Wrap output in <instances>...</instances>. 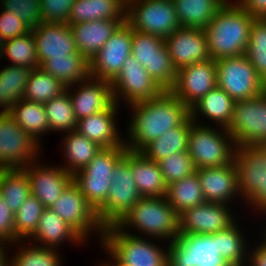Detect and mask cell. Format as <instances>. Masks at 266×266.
<instances>
[{
  "mask_svg": "<svg viewBox=\"0 0 266 266\" xmlns=\"http://www.w3.org/2000/svg\"><path fill=\"white\" fill-rule=\"evenodd\" d=\"M127 148H103L85 168L73 175V182L95 211L105 202L116 162Z\"/></svg>",
  "mask_w": 266,
  "mask_h": 266,
  "instance_id": "cell-7",
  "label": "cell"
},
{
  "mask_svg": "<svg viewBox=\"0 0 266 266\" xmlns=\"http://www.w3.org/2000/svg\"><path fill=\"white\" fill-rule=\"evenodd\" d=\"M30 31L29 26L17 15H12L11 12L0 9V34L4 40L28 34Z\"/></svg>",
  "mask_w": 266,
  "mask_h": 266,
  "instance_id": "cell-49",
  "label": "cell"
},
{
  "mask_svg": "<svg viewBox=\"0 0 266 266\" xmlns=\"http://www.w3.org/2000/svg\"><path fill=\"white\" fill-rule=\"evenodd\" d=\"M51 209L58 214L87 244L93 236L99 243L103 239L104 226L99 222L95 209L72 181ZM93 234V235H92ZM91 235V236H90ZM89 237V238H88Z\"/></svg>",
  "mask_w": 266,
  "mask_h": 266,
  "instance_id": "cell-12",
  "label": "cell"
},
{
  "mask_svg": "<svg viewBox=\"0 0 266 266\" xmlns=\"http://www.w3.org/2000/svg\"><path fill=\"white\" fill-rule=\"evenodd\" d=\"M31 194L27 173L23 169H7L0 181V196L14 214Z\"/></svg>",
  "mask_w": 266,
  "mask_h": 266,
  "instance_id": "cell-42",
  "label": "cell"
},
{
  "mask_svg": "<svg viewBox=\"0 0 266 266\" xmlns=\"http://www.w3.org/2000/svg\"><path fill=\"white\" fill-rule=\"evenodd\" d=\"M158 164L167 186L196 172V167L187 151L173 153L161 159Z\"/></svg>",
  "mask_w": 266,
  "mask_h": 266,
  "instance_id": "cell-46",
  "label": "cell"
},
{
  "mask_svg": "<svg viewBox=\"0 0 266 266\" xmlns=\"http://www.w3.org/2000/svg\"><path fill=\"white\" fill-rule=\"evenodd\" d=\"M77 120L107 110L114 98L110 81L89 76L84 81L67 87Z\"/></svg>",
  "mask_w": 266,
  "mask_h": 266,
  "instance_id": "cell-21",
  "label": "cell"
},
{
  "mask_svg": "<svg viewBox=\"0 0 266 266\" xmlns=\"http://www.w3.org/2000/svg\"><path fill=\"white\" fill-rule=\"evenodd\" d=\"M8 115L29 134L39 146L43 147L41 145L42 137L46 134H50V132L46 111L42 103L31 102L22 98L10 108Z\"/></svg>",
  "mask_w": 266,
  "mask_h": 266,
  "instance_id": "cell-32",
  "label": "cell"
},
{
  "mask_svg": "<svg viewBox=\"0 0 266 266\" xmlns=\"http://www.w3.org/2000/svg\"><path fill=\"white\" fill-rule=\"evenodd\" d=\"M142 198L130 169V151L116 162L105 202L96 210L105 227L116 224Z\"/></svg>",
  "mask_w": 266,
  "mask_h": 266,
  "instance_id": "cell-6",
  "label": "cell"
},
{
  "mask_svg": "<svg viewBox=\"0 0 266 266\" xmlns=\"http://www.w3.org/2000/svg\"><path fill=\"white\" fill-rule=\"evenodd\" d=\"M66 90L55 77L40 67L32 69L25 86L23 99L36 103H46Z\"/></svg>",
  "mask_w": 266,
  "mask_h": 266,
  "instance_id": "cell-43",
  "label": "cell"
},
{
  "mask_svg": "<svg viewBox=\"0 0 266 266\" xmlns=\"http://www.w3.org/2000/svg\"><path fill=\"white\" fill-rule=\"evenodd\" d=\"M31 32L36 41L39 66L47 59L78 52L68 23L42 22Z\"/></svg>",
  "mask_w": 266,
  "mask_h": 266,
  "instance_id": "cell-24",
  "label": "cell"
},
{
  "mask_svg": "<svg viewBox=\"0 0 266 266\" xmlns=\"http://www.w3.org/2000/svg\"><path fill=\"white\" fill-rule=\"evenodd\" d=\"M217 87L234 101L248 100L266 91V84L245 54L215 60Z\"/></svg>",
  "mask_w": 266,
  "mask_h": 266,
  "instance_id": "cell-8",
  "label": "cell"
},
{
  "mask_svg": "<svg viewBox=\"0 0 266 266\" xmlns=\"http://www.w3.org/2000/svg\"><path fill=\"white\" fill-rule=\"evenodd\" d=\"M127 107L132 111L131 118H127L124 146L134 152H140L152 140L170 128L181 126L190 117V109L170 90Z\"/></svg>",
  "mask_w": 266,
  "mask_h": 266,
  "instance_id": "cell-1",
  "label": "cell"
},
{
  "mask_svg": "<svg viewBox=\"0 0 266 266\" xmlns=\"http://www.w3.org/2000/svg\"><path fill=\"white\" fill-rule=\"evenodd\" d=\"M34 245L59 249L63 244L84 245L86 242L51 208H45L33 236ZM67 241V242H66Z\"/></svg>",
  "mask_w": 266,
  "mask_h": 266,
  "instance_id": "cell-27",
  "label": "cell"
},
{
  "mask_svg": "<svg viewBox=\"0 0 266 266\" xmlns=\"http://www.w3.org/2000/svg\"><path fill=\"white\" fill-rule=\"evenodd\" d=\"M240 8L255 19H266V0H234Z\"/></svg>",
  "mask_w": 266,
  "mask_h": 266,
  "instance_id": "cell-52",
  "label": "cell"
},
{
  "mask_svg": "<svg viewBox=\"0 0 266 266\" xmlns=\"http://www.w3.org/2000/svg\"><path fill=\"white\" fill-rule=\"evenodd\" d=\"M157 241L158 243H156ZM120 231L115 225L104 227L102 243L123 263L130 266H168V245Z\"/></svg>",
  "mask_w": 266,
  "mask_h": 266,
  "instance_id": "cell-4",
  "label": "cell"
},
{
  "mask_svg": "<svg viewBox=\"0 0 266 266\" xmlns=\"http://www.w3.org/2000/svg\"><path fill=\"white\" fill-rule=\"evenodd\" d=\"M31 71L32 69L10 64L0 68V113H8L24 97Z\"/></svg>",
  "mask_w": 266,
  "mask_h": 266,
  "instance_id": "cell-38",
  "label": "cell"
},
{
  "mask_svg": "<svg viewBox=\"0 0 266 266\" xmlns=\"http://www.w3.org/2000/svg\"><path fill=\"white\" fill-rule=\"evenodd\" d=\"M4 42H5V40L1 37V34H0V52H1L2 49H3Z\"/></svg>",
  "mask_w": 266,
  "mask_h": 266,
  "instance_id": "cell-57",
  "label": "cell"
},
{
  "mask_svg": "<svg viewBox=\"0 0 266 266\" xmlns=\"http://www.w3.org/2000/svg\"><path fill=\"white\" fill-rule=\"evenodd\" d=\"M60 155L62 166L69 174L74 175L82 170L103 149L76 130L61 134ZM62 152V153H61Z\"/></svg>",
  "mask_w": 266,
  "mask_h": 266,
  "instance_id": "cell-29",
  "label": "cell"
},
{
  "mask_svg": "<svg viewBox=\"0 0 266 266\" xmlns=\"http://www.w3.org/2000/svg\"><path fill=\"white\" fill-rule=\"evenodd\" d=\"M15 247L17 250L13 249ZM8 249L15 253L9 255L10 266H63L62 253L56 248L37 246L29 241H16L8 245Z\"/></svg>",
  "mask_w": 266,
  "mask_h": 266,
  "instance_id": "cell-37",
  "label": "cell"
},
{
  "mask_svg": "<svg viewBox=\"0 0 266 266\" xmlns=\"http://www.w3.org/2000/svg\"><path fill=\"white\" fill-rule=\"evenodd\" d=\"M114 225L120 231L167 243H171L180 235L179 215L165 196L140 198Z\"/></svg>",
  "mask_w": 266,
  "mask_h": 266,
  "instance_id": "cell-3",
  "label": "cell"
},
{
  "mask_svg": "<svg viewBox=\"0 0 266 266\" xmlns=\"http://www.w3.org/2000/svg\"><path fill=\"white\" fill-rule=\"evenodd\" d=\"M41 158L30 163L23 170L29 177L32 195L45 208H51L67 186L73 181V175L69 174L59 164H45L44 161H41Z\"/></svg>",
  "mask_w": 266,
  "mask_h": 266,
  "instance_id": "cell-20",
  "label": "cell"
},
{
  "mask_svg": "<svg viewBox=\"0 0 266 266\" xmlns=\"http://www.w3.org/2000/svg\"><path fill=\"white\" fill-rule=\"evenodd\" d=\"M40 68L55 77L63 86L70 87L90 76L89 61L79 52L45 60Z\"/></svg>",
  "mask_w": 266,
  "mask_h": 266,
  "instance_id": "cell-33",
  "label": "cell"
},
{
  "mask_svg": "<svg viewBox=\"0 0 266 266\" xmlns=\"http://www.w3.org/2000/svg\"><path fill=\"white\" fill-rule=\"evenodd\" d=\"M192 123L193 120L189 117L181 126L170 128L159 138L152 140L140 152L147 159L159 162L173 153L187 151Z\"/></svg>",
  "mask_w": 266,
  "mask_h": 266,
  "instance_id": "cell-34",
  "label": "cell"
},
{
  "mask_svg": "<svg viewBox=\"0 0 266 266\" xmlns=\"http://www.w3.org/2000/svg\"><path fill=\"white\" fill-rule=\"evenodd\" d=\"M130 169L142 197H162L167 185L158 162L147 159L141 152L130 151Z\"/></svg>",
  "mask_w": 266,
  "mask_h": 266,
  "instance_id": "cell-30",
  "label": "cell"
},
{
  "mask_svg": "<svg viewBox=\"0 0 266 266\" xmlns=\"http://www.w3.org/2000/svg\"><path fill=\"white\" fill-rule=\"evenodd\" d=\"M119 109L120 105L114 102L103 112L77 120L76 131L102 148L122 147L124 135L118 128Z\"/></svg>",
  "mask_w": 266,
  "mask_h": 266,
  "instance_id": "cell-25",
  "label": "cell"
},
{
  "mask_svg": "<svg viewBox=\"0 0 266 266\" xmlns=\"http://www.w3.org/2000/svg\"><path fill=\"white\" fill-rule=\"evenodd\" d=\"M7 59L10 65L22 66L28 69L39 68V59L36 51V41L33 33L5 40L2 51L0 52L1 60Z\"/></svg>",
  "mask_w": 266,
  "mask_h": 266,
  "instance_id": "cell-40",
  "label": "cell"
},
{
  "mask_svg": "<svg viewBox=\"0 0 266 266\" xmlns=\"http://www.w3.org/2000/svg\"><path fill=\"white\" fill-rule=\"evenodd\" d=\"M106 19L126 20V3L123 0H75L69 25Z\"/></svg>",
  "mask_w": 266,
  "mask_h": 266,
  "instance_id": "cell-31",
  "label": "cell"
},
{
  "mask_svg": "<svg viewBox=\"0 0 266 266\" xmlns=\"http://www.w3.org/2000/svg\"><path fill=\"white\" fill-rule=\"evenodd\" d=\"M254 19L234 0H226L204 29L211 59L246 54Z\"/></svg>",
  "mask_w": 266,
  "mask_h": 266,
  "instance_id": "cell-2",
  "label": "cell"
},
{
  "mask_svg": "<svg viewBox=\"0 0 266 266\" xmlns=\"http://www.w3.org/2000/svg\"><path fill=\"white\" fill-rule=\"evenodd\" d=\"M216 86V62L209 59L178 69L176 81L170 91L190 109Z\"/></svg>",
  "mask_w": 266,
  "mask_h": 266,
  "instance_id": "cell-18",
  "label": "cell"
},
{
  "mask_svg": "<svg viewBox=\"0 0 266 266\" xmlns=\"http://www.w3.org/2000/svg\"><path fill=\"white\" fill-rule=\"evenodd\" d=\"M245 205L246 208L250 207L249 210L252 211L251 215H253L254 212L255 215L260 214L266 216V171H265V177H264V187H262ZM253 209V210H252Z\"/></svg>",
  "mask_w": 266,
  "mask_h": 266,
  "instance_id": "cell-53",
  "label": "cell"
},
{
  "mask_svg": "<svg viewBox=\"0 0 266 266\" xmlns=\"http://www.w3.org/2000/svg\"><path fill=\"white\" fill-rule=\"evenodd\" d=\"M245 55L266 84V19H254Z\"/></svg>",
  "mask_w": 266,
  "mask_h": 266,
  "instance_id": "cell-45",
  "label": "cell"
},
{
  "mask_svg": "<svg viewBox=\"0 0 266 266\" xmlns=\"http://www.w3.org/2000/svg\"><path fill=\"white\" fill-rule=\"evenodd\" d=\"M216 250V233L180 234L168 243V266H231Z\"/></svg>",
  "mask_w": 266,
  "mask_h": 266,
  "instance_id": "cell-13",
  "label": "cell"
},
{
  "mask_svg": "<svg viewBox=\"0 0 266 266\" xmlns=\"http://www.w3.org/2000/svg\"><path fill=\"white\" fill-rule=\"evenodd\" d=\"M41 148L8 113H0V164L23 169L43 156Z\"/></svg>",
  "mask_w": 266,
  "mask_h": 266,
  "instance_id": "cell-14",
  "label": "cell"
},
{
  "mask_svg": "<svg viewBox=\"0 0 266 266\" xmlns=\"http://www.w3.org/2000/svg\"><path fill=\"white\" fill-rule=\"evenodd\" d=\"M225 130L233 137L236 147L266 145V91L248 100L235 101Z\"/></svg>",
  "mask_w": 266,
  "mask_h": 266,
  "instance_id": "cell-10",
  "label": "cell"
},
{
  "mask_svg": "<svg viewBox=\"0 0 266 266\" xmlns=\"http://www.w3.org/2000/svg\"><path fill=\"white\" fill-rule=\"evenodd\" d=\"M234 105L235 101L216 86L190 108V117L198 124L208 125L210 121L212 124L209 125L226 128L231 120ZM204 119H208V122Z\"/></svg>",
  "mask_w": 266,
  "mask_h": 266,
  "instance_id": "cell-28",
  "label": "cell"
},
{
  "mask_svg": "<svg viewBox=\"0 0 266 266\" xmlns=\"http://www.w3.org/2000/svg\"><path fill=\"white\" fill-rule=\"evenodd\" d=\"M8 245L0 244V266H10Z\"/></svg>",
  "mask_w": 266,
  "mask_h": 266,
  "instance_id": "cell-55",
  "label": "cell"
},
{
  "mask_svg": "<svg viewBox=\"0 0 266 266\" xmlns=\"http://www.w3.org/2000/svg\"><path fill=\"white\" fill-rule=\"evenodd\" d=\"M110 83L114 102H124L125 107L156 98L164 91L132 55Z\"/></svg>",
  "mask_w": 266,
  "mask_h": 266,
  "instance_id": "cell-15",
  "label": "cell"
},
{
  "mask_svg": "<svg viewBox=\"0 0 266 266\" xmlns=\"http://www.w3.org/2000/svg\"><path fill=\"white\" fill-rule=\"evenodd\" d=\"M259 233L258 236H260L257 237L258 243L256 242V244H251L248 247V266H266V227L264 226L263 230Z\"/></svg>",
  "mask_w": 266,
  "mask_h": 266,
  "instance_id": "cell-51",
  "label": "cell"
},
{
  "mask_svg": "<svg viewBox=\"0 0 266 266\" xmlns=\"http://www.w3.org/2000/svg\"><path fill=\"white\" fill-rule=\"evenodd\" d=\"M0 9L17 15L30 29L42 23L41 0H0Z\"/></svg>",
  "mask_w": 266,
  "mask_h": 266,
  "instance_id": "cell-47",
  "label": "cell"
},
{
  "mask_svg": "<svg viewBox=\"0 0 266 266\" xmlns=\"http://www.w3.org/2000/svg\"><path fill=\"white\" fill-rule=\"evenodd\" d=\"M6 171H7V168L4 165L0 164V181H1L2 177H3V174Z\"/></svg>",
  "mask_w": 266,
  "mask_h": 266,
  "instance_id": "cell-56",
  "label": "cell"
},
{
  "mask_svg": "<svg viewBox=\"0 0 266 266\" xmlns=\"http://www.w3.org/2000/svg\"><path fill=\"white\" fill-rule=\"evenodd\" d=\"M14 242V213L0 196V244L10 245Z\"/></svg>",
  "mask_w": 266,
  "mask_h": 266,
  "instance_id": "cell-50",
  "label": "cell"
},
{
  "mask_svg": "<svg viewBox=\"0 0 266 266\" xmlns=\"http://www.w3.org/2000/svg\"><path fill=\"white\" fill-rule=\"evenodd\" d=\"M213 127L195 122L190 127L187 152L196 169L226 166L234 160L233 137L225 128Z\"/></svg>",
  "mask_w": 266,
  "mask_h": 266,
  "instance_id": "cell-5",
  "label": "cell"
},
{
  "mask_svg": "<svg viewBox=\"0 0 266 266\" xmlns=\"http://www.w3.org/2000/svg\"><path fill=\"white\" fill-rule=\"evenodd\" d=\"M43 105L47 115L49 132L63 134L76 130L77 119L67 90Z\"/></svg>",
  "mask_w": 266,
  "mask_h": 266,
  "instance_id": "cell-41",
  "label": "cell"
},
{
  "mask_svg": "<svg viewBox=\"0 0 266 266\" xmlns=\"http://www.w3.org/2000/svg\"><path fill=\"white\" fill-rule=\"evenodd\" d=\"M196 173L206 201L230 206L234 199L244 202L238 191L234 160L226 166L196 169Z\"/></svg>",
  "mask_w": 266,
  "mask_h": 266,
  "instance_id": "cell-23",
  "label": "cell"
},
{
  "mask_svg": "<svg viewBox=\"0 0 266 266\" xmlns=\"http://www.w3.org/2000/svg\"><path fill=\"white\" fill-rule=\"evenodd\" d=\"M240 224L241 221L238 222L237 220L228 229L216 233V251L231 266L247 264L248 247L250 245L247 237L250 234H246L243 225L240 226Z\"/></svg>",
  "mask_w": 266,
  "mask_h": 266,
  "instance_id": "cell-35",
  "label": "cell"
},
{
  "mask_svg": "<svg viewBox=\"0 0 266 266\" xmlns=\"http://www.w3.org/2000/svg\"><path fill=\"white\" fill-rule=\"evenodd\" d=\"M165 197L178 215L206 202L196 172L168 185Z\"/></svg>",
  "mask_w": 266,
  "mask_h": 266,
  "instance_id": "cell-39",
  "label": "cell"
},
{
  "mask_svg": "<svg viewBox=\"0 0 266 266\" xmlns=\"http://www.w3.org/2000/svg\"><path fill=\"white\" fill-rule=\"evenodd\" d=\"M181 27L205 29L226 0H172Z\"/></svg>",
  "mask_w": 266,
  "mask_h": 266,
  "instance_id": "cell-36",
  "label": "cell"
},
{
  "mask_svg": "<svg viewBox=\"0 0 266 266\" xmlns=\"http://www.w3.org/2000/svg\"><path fill=\"white\" fill-rule=\"evenodd\" d=\"M131 55L163 90H170L174 86L177 70L164 38L133 30Z\"/></svg>",
  "mask_w": 266,
  "mask_h": 266,
  "instance_id": "cell-11",
  "label": "cell"
},
{
  "mask_svg": "<svg viewBox=\"0 0 266 266\" xmlns=\"http://www.w3.org/2000/svg\"><path fill=\"white\" fill-rule=\"evenodd\" d=\"M234 162L237 170L238 191L245 204L264 187L266 145L236 147Z\"/></svg>",
  "mask_w": 266,
  "mask_h": 266,
  "instance_id": "cell-19",
  "label": "cell"
},
{
  "mask_svg": "<svg viewBox=\"0 0 266 266\" xmlns=\"http://www.w3.org/2000/svg\"><path fill=\"white\" fill-rule=\"evenodd\" d=\"M126 22L137 32L164 39L181 27L172 0H130Z\"/></svg>",
  "mask_w": 266,
  "mask_h": 266,
  "instance_id": "cell-9",
  "label": "cell"
},
{
  "mask_svg": "<svg viewBox=\"0 0 266 266\" xmlns=\"http://www.w3.org/2000/svg\"><path fill=\"white\" fill-rule=\"evenodd\" d=\"M97 245L107 254V257L109 256V260L106 258L107 261L103 260L98 266H130L121 262L102 242H98Z\"/></svg>",
  "mask_w": 266,
  "mask_h": 266,
  "instance_id": "cell-54",
  "label": "cell"
},
{
  "mask_svg": "<svg viewBox=\"0 0 266 266\" xmlns=\"http://www.w3.org/2000/svg\"><path fill=\"white\" fill-rule=\"evenodd\" d=\"M45 206L30 195L14 214V232L16 241H28L36 231Z\"/></svg>",
  "mask_w": 266,
  "mask_h": 266,
  "instance_id": "cell-44",
  "label": "cell"
},
{
  "mask_svg": "<svg viewBox=\"0 0 266 266\" xmlns=\"http://www.w3.org/2000/svg\"><path fill=\"white\" fill-rule=\"evenodd\" d=\"M126 20H93L70 24L78 52L90 61Z\"/></svg>",
  "mask_w": 266,
  "mask_h": 266,
  "instance_id": "cell-26",
  "label": "cell"
},
{
  "mask_svg": "<svg viewBox=\"0 0 266 266\" xmlns=\"http://www.w3.org/2000/svg\"><path fill=\"white\" fill-rule=\"evenodd\" d=\"M133 29L125 21L89 61L91 77L112 81L131 56Z\"/></svg>",
  "mask_w": 266,
  "mask_h": 266,
  "instance_id": "cell-16",
  "label": "cell"
},
{
  "mask_svg": "<svg viewBox=\"0 0 266 266\" xmlns=\"http://www.w3.org/2000/svg\"><path fill=\"white\" fill-rule=\"evenodd\" d=\"M75 0H41L42 22L68 23Z\"/></svg>",
  "mask_w": 266,
  "mask_h": 266,
  "instance_id": "cell-48",
  "label": "cell"
},
{
  "mask_svg": "<svg viewBox=\"0 0 266 266\" xmlns=\"http://www.w3.org/2000/svg\"><path fill=\"white\" fill-rule=\"evenodd\" d=\"M229 204L204 202L179 215L180 234H215L228 229L240 217ZM237 216H235V213ZM234 214V215H233Z\"/></svg>",
  "mask_w": 266,
  "mask_h": 266,
  "instance_id": "cell-17",
  "label": "cell"
},
{
  "mask_svg": "<svg viewBox=\"0 0 266 266\" xmlns=\"http://www.w3.org/2000/svg\"><path fill=\"white\" fill-rule=\"evenodd\" d=\"M164 41L176 70L211 59L204 29L180 27Z\"/></svg>",
  "mask_w": 266,
  "mask_h": 266,
  "instance_id": "cell-22",
  "label": "cell"
}]
</instances>
